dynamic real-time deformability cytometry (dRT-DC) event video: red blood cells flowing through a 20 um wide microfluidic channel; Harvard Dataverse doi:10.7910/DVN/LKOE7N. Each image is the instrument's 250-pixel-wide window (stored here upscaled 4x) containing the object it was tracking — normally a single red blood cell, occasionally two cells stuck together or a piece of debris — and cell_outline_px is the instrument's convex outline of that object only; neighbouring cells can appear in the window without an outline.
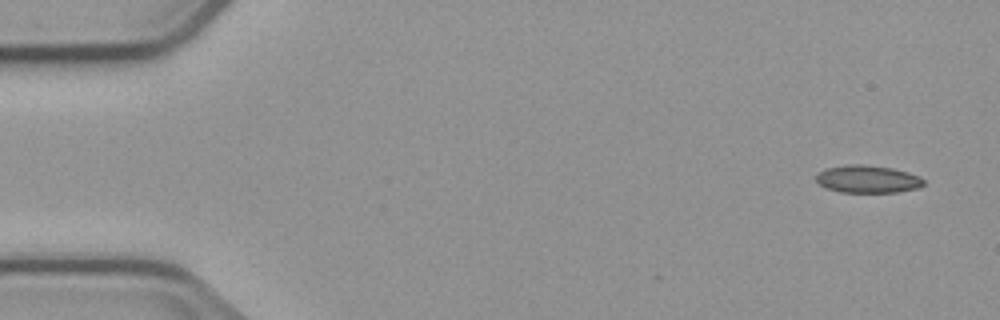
{"species": "common noctule bat (a hibernating species)", "species_latin": "Nyctalus noctula", "temperature_condition": "cold", "stored_images_in_passage": 4, "camera_frame_rate_fps": 3000, "um_per_image_px": 0.085, "animal": {"sex": "male", "body_mass_g": 23.1, "forearm_length_mm": 52.7}, "frame": {"image": 1, "passage_image": 1, "time_ms": 0.0, "image_size_px": [1000, 320], "cell_outline_px": [[924, 184], [920, 188], [896, 192], [840, 192], [828, 188], [820, 184], [816, 180], [816, 176], [824, 168], [844, 164], [864, 164], [892, 168], [908, 172], [920, 176], [924, 180]], "centroid_in_image_um": [73.77, 15.21], "position_along_channel_um": 11.2, "area_um2": 17.4}}